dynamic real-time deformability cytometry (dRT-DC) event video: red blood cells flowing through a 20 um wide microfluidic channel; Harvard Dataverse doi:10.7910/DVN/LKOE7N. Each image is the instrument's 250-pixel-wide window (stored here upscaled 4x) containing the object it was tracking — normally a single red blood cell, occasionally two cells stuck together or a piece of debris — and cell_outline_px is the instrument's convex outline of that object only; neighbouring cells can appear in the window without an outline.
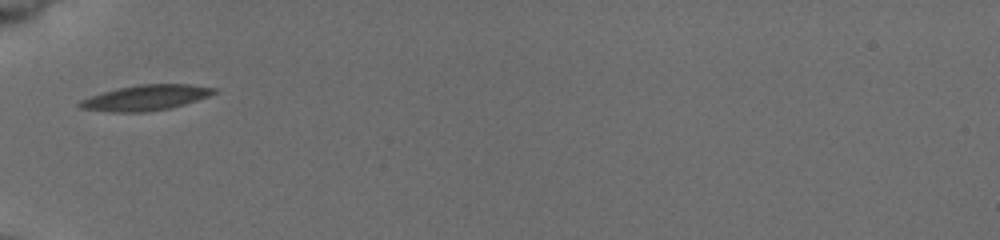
{"species": "common noctule bat (a hibernating species)", "species_latin": "Nyctalus noctula", "temperature_condition": "cold", "stored_images_in_passage": 33, "camera_frame_rate_fps": 3000, "um_per_image_px": 0.085, "animal": {"sex": "female", "body_mass_g": 19.5, "forearm_length_mm": 54.1}, "frame": {"image": 1, "passage_image": 1, "time_ms": 0.0, "image_size_px": [1000, 240], "cell_outline_px": [[216, 92], [208, 96], [184, 104], [168, 108], [148, 112], [112, 112], [80, 108], [76, 104], [80, 100], [116, 88], [136, 84], [188, 84], [216, 88]], "centroid_in_image_um": [12.36, 8.3], "position_along_channel_um": 72.6, "area_um2": 19.77}}
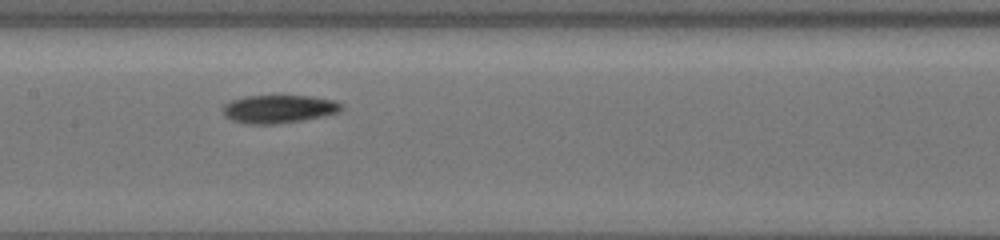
{"frame": {"image": 2, "passage_image": 10, "time_ms": 3.0, "image_size_px": [1000, 240], "cell_outline_px": [[344, 108], [340, 112], [300, 120], [268, 124], [252, 124], [232, 120], [224, 116], [224, 104], [232, 100], [244, 96], [312, 96], [332, 100], [344, 104]], "centroid_in_image_um": [23.71, 9.25], "position_along_channel_um": 183.7, "area_um2": 19.13}}
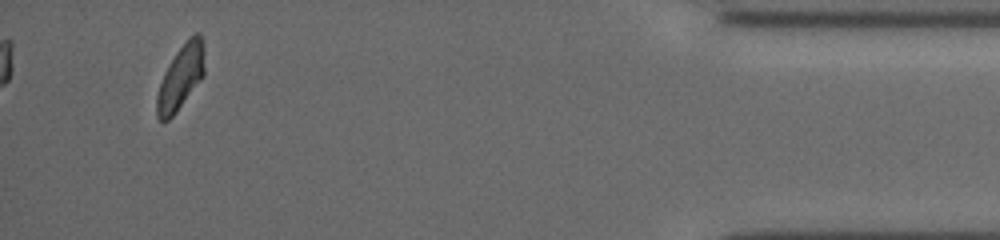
{"frame": {"image": 3, "passage_image": 33, "time_ms": 10.667, "image_size_px": [1000, 240], "cell_outline_px": [[204, 76], [176, 112], [168, 120], [160, 120], [156, 116], [156, 96], [164, 72], [176, 52], [188, 36], [196, 32], [200, 32], [204, 48]], "centroid_in_image_um": [15.37, 6.53], "position_along_channel_um": 419.8, "area_um2": 17.98}, "authors_computed_cell_mechanics": {"area_um2": 18.496, "velocity_mm_per_s": 3.8008, "shape_relaxation_time_tau1_ms": 1.9922, "shape_relaxation_time_tau2_ms": 2.9051, "deformation_change_tau1": 0.0856, "deformation_change_tau2": 0.0811}}